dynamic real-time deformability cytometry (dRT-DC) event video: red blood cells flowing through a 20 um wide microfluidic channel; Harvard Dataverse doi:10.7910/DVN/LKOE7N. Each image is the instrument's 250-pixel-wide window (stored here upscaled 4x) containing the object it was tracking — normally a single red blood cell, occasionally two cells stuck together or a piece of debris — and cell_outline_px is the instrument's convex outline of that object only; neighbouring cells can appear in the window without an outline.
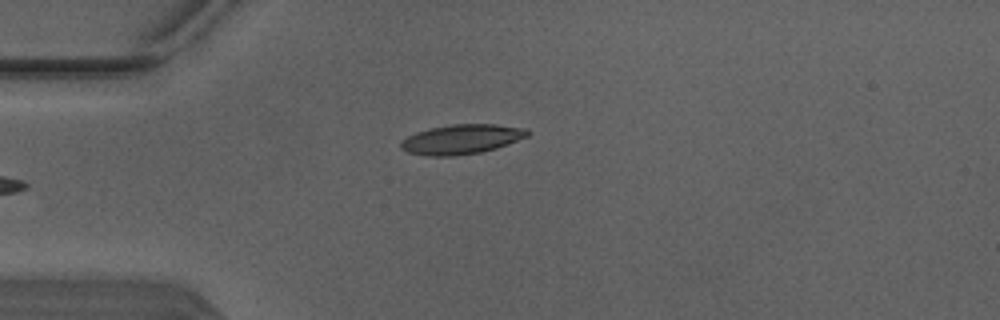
{"species": "Egyptian fruit bat (a non-hibernating species)", "species_latin": "Rousettus aegyptiacus", "temperature_condition": "warm", "stored_images_in_passage": 4, "camera_frame_rate_fps": 3000, "um_per_image_px": 0.085, "animal": {"sex": "male"}, "frame": {"image": 1, "passage_image": 4, "time_ms": 1.0, "image_size_px": [1000, 320], "cell_outline_px": [[532, 132], [528, 136], [496, 148], [480, 152], [452, 156], [432, 156], [408, 152], [400, 148], [400, 140], [416, 132], [432, 128], [452, 124], [496, 124], [528, 128]], "centroid_in_image_um": [39.25, 11.82], "position_along_channel_um": 45.7, "area_um2": 21.85}}